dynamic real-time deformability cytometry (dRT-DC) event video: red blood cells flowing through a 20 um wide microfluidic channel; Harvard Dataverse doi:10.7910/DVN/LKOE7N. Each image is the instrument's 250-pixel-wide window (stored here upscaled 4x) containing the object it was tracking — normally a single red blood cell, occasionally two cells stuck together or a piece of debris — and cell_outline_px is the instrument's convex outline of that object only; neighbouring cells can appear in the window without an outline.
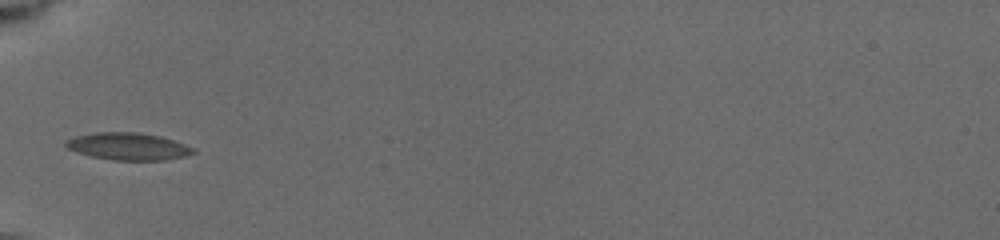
{"species": "common noctule bat (a hibernating species)", "species_latin": "Nyctalus noctula", "temperature_condition": "cold", "stored_images_in_passage": 8, "camera_frame_rate_fps": 3000, "um_per_image_px": 0.085, "animal": {"sex": "female", "body_mass_g": 19.5, "forearm_length_mm": 54.1}, "frame": {"image": 1, "passage_image": 6, "time_ms": 3.667, "image_size_px": [1000, 240], "cell_outline_px": [[196, 152], [188, 156], [164, 160], [112, 160], [92, 156], [76, 152], [68, 148], [64, 144], [68, 140], [76, 136], [96, 132], [136, 132], [160, 136], [184, 144], [192, 148]], "centroid_in_image_um": [10.9, 12.45], "position_along_channel_um": 74.1, "area_um2": 20.06}}
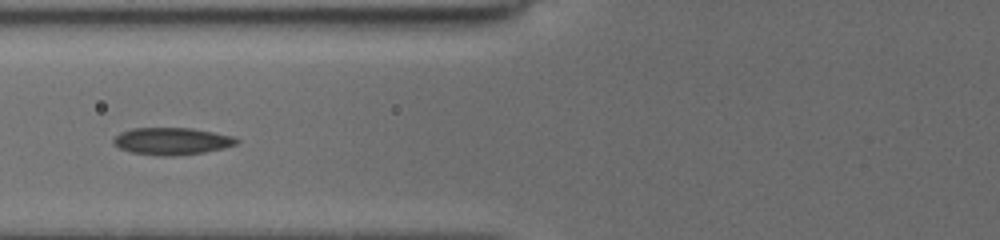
{"frame": {"image": 2, "passage_image": 7, "time_ms": 4.667, "image_size_px": [1000, 240], "cell_outline_px": [[240, 140], [236, 144], [224, 148], [204, 152], [172, 156], [164, 156], [132, 152], [120, 148], [112, 140], [120, 132], [132, 128], [192, 128], [232, 136]], "centroid_in_image_um": [14.62, 11.99], "position_along_channel_um": 111.2, "area_um2": 19.25}}
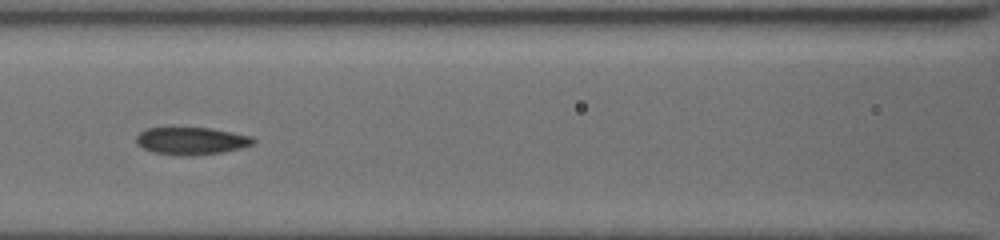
{"frame": {"image": 3, "passage_image": 8, "time_ms": 5.667, "image_size_px": [1000, 240], "cell_outline_px": [[256, 140], [252, 144], [240, 148], [220, 152], [196, 156], [176, 156], [156, 152], [144, 148], [136, 144], [136, 136], [140, 132], [148, 128], [208, 128], [248, 136]], "centroid_in_image_um": [16.21, 11.99], "position_along_channel_um": 150.4, "area_um2": 18.38}}